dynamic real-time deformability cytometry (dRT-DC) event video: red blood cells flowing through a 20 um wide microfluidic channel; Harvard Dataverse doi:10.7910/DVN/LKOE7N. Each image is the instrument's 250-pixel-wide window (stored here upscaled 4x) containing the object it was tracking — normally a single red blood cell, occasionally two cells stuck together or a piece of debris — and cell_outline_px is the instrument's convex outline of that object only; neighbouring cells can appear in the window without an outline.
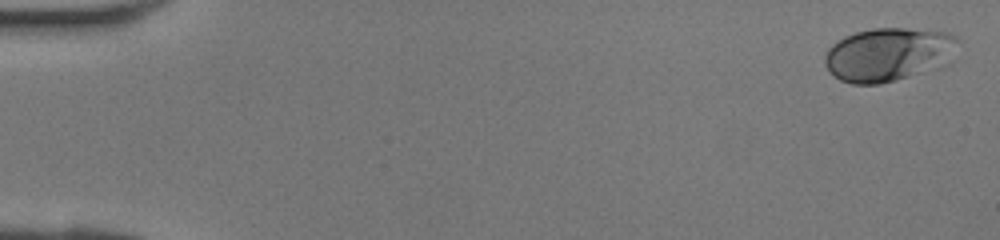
{"species": "human", "species_latin": "Homo sapiens", "temperature_condition": "room temperature", "stored_images_in_passage": 41, "camera_frame_rate_fps": 3000, "um_per_image_px": 0.085, "donor": {"sex": "female"}, "frame": {"image": 1, "passage_image": 1, "time_ms": 0.0, "image_size_px": [1000, 240], "cell_outline_px": [[960, 40], [956, 60], [952, 64], [940, 68], [896, 80], [880, 84], [852, 84], [840, 80], [824, 64], [824, 56], [828, 48], [836, 40], [844, 36], [856, 32], [872, 28], [904, 28], [948, 32], [956, 36]], "centroid_in_image_um": [75.63, 4.62], "position_along_channel_um": 9.4, "area_um2": 42.66}}
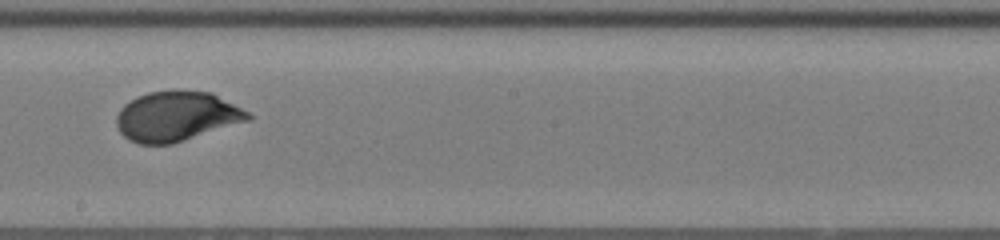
{"frame": {"image": 2, "passage_image": 24, "time_ms": 7.667, "image_size_px": [1000, 240], "cell_outline_px": [[252, 120], [172, 144], [140, 144], [128, 140], [120, 132], [116, 124], [116, 116], [120, 108], [124, 104], [136, 96], [148, 92], [172, 88], [176, 88], [212, 92], [248, 112], [252, 116]], "centroid_in_image_um": [15.0, 9.86], "position_along_channel_um": 233.2, "area_um2": 38.96}}
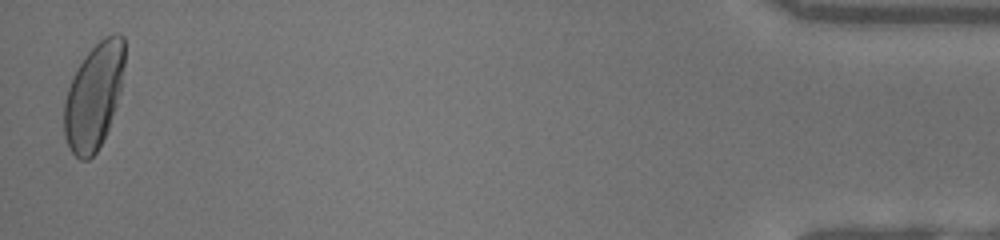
{"frame": {"image": 3, "passage_image": 41, "time_ms": 13.333, "image_size_px": [1000, 240], "cell_outline_px": [[124, 64], [120, 92], [108, 128], [96, 152], [88, 160], [80, 160], [72, 152], [64, 136], [64, 100], [72, 76], [88, 52], [104, 36], [112, 32], [116, 32], [124, 36]], "centroid_in_image_um": [7.97, 8.15], "position_along_channel_um": 427.2, "area_um2": 37.11}}